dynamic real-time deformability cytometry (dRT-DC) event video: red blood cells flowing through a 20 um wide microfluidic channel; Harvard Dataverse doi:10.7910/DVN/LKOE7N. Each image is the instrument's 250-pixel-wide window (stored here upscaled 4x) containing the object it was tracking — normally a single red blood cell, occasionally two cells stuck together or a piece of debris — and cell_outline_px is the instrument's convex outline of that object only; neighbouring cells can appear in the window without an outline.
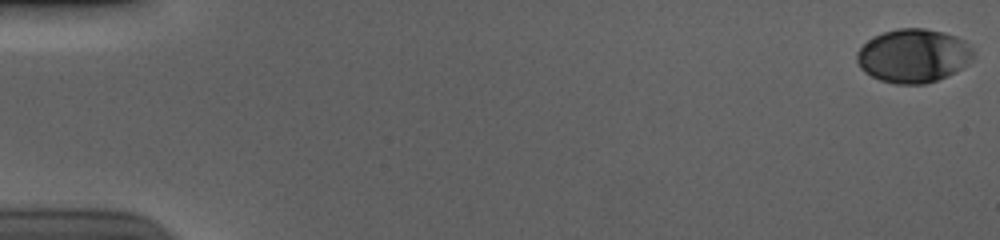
{"species": "human", "species_latin": "Homo sapiens", "temperature_condition": "cold", "stored_images_in_passage": 13, "camera_frame_rate_fps": 3000, "um_per_image_px": 0.085, "donor": {"sex": "male"}, "frame": {"image": 1, "passage_image": 1, "time_ms": 0.0, "image_size_px": [1000, 240], "cell_outline_px": [[976, 52], [968, 64], [956, 72], [948, 76], [924, 84], [896, 84], [880, 80], [864, 72], [860, 68], [856, 60], [856, 52], [872, 36], [896, 28], [924, 28], [944, 32], [956, 36], [964, 40]], "centroid_in_image_um": [77.64, 4.73], "position_along_channel_um": 7.4, "area_um2": 36.76}}